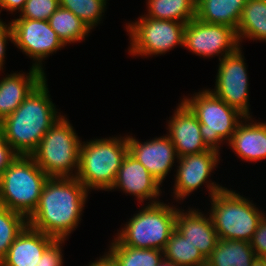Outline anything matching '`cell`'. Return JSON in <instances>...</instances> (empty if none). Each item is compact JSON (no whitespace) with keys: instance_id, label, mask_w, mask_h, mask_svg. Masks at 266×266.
Returning <instances> with one entry per match:
<instances>
[{"instance_id":"cell-1","label":"cell","mask_w":266,"mask_h":266,"mask_svg":"<svg viewBox=\"0 0 266 266\" xmlns=\"http://www.w3.org/2000/svg\"><path fill=\"white\" fill-rule=\"evenodd\" d=\"M88 192L76 177H49L28 225L56 240H66L81 221Z\"/></svg>"},{"instance_id":"cell-2","label":"cell","mask_w":266,"mask_h":266,"mask_svg":"<svg viewBox=\"0 0 266 266\" xmlns=\"http://www.w3.org/2000/svg\"><path fill=\"white\" fill-rule=\"evenodd\" d=\"M46 79L0 122V133L18 155L30 156L45 133L63 116L57 114L56 106L51 101Z\"/></svg>"},{"instance_id":"cell-3","label":"cell","mask_w":266,"mask_h":266,"mask_svg":"<svg viewBox=\"0 0 266 266\" xmlns=\"http://www.w3.org/2000/svg\"><path fill=\"white\" fill-rule=\"evenodd\" d=\"M82 143L76 178L88 191L110 190L128 153L127 135Z\"/></svg>"},{"instance_id":"cell-4","label":"cell","mask_w":266,"mask_h":266,"mask_svg":"<svg viewBox=\"0 0 266 266\" xmlns=\"http://www.w3.org/2000/svg\"><path fill=\"white\" fill-rule=\"evenodd\" d=\"M48 178L31 156L18 155L0 176V205L28 219Z\"/></svg>"},{"instance_id":"cell-5","label":"cell","mask_w":266,"mask_h":266,"mask_svg":"<svg viewBox=\"0 0 266 266\" xmlns=\"http://www.w3.org/2000/svg\"><path fill=\"white\" fill-rule=\"evenodd\" d=\"M81 144L73 126L62 116L45 133L30 156L48 177H76Z\"/></svg>"},{"instance_id":"cell-6","label":"cell","mask_w":266,"mask_h":266,"mask_svg":"<svg viewBox=\"0 0 266 266\" xmlns=\"http://www.w3.org/2000/svg\"><path fill=\"white\" fill-rule=\"evenodd\" d=\"M210 217L219 239L247 241L265 216L250 200L224 188L211 197Z\"/></svg>"},{"instance_id":"cell-7","label":"cell","mask_w":266,"mask_h":266,"mask_svg":"<svg viewBox=\"0 0 266 266\" xmlns=\"http://www.w3.org/2000/svg\"><path fill=\"white\" fill-rule=\"evenodd\" d=\"M177 209L160 201L150 203L129 219L115 239L124 246L163 251L175 230Z\"/></svg>"},{"instance_id":"cell-8","label":"cell","mask_w":266,"mask_h":266,"mask_svg":"<svg viewBox=\"0 0 266 266\" xmlns=\"http://www.w3.org/2000/svg\"><path fill=\"white\" fill-rule=\"evenodd\" d=\"M182 102L192 111L200 123V132L205 145L219 152V144L229 141L236 131L239 118L245 116L216 97L209 89L196 93Z\"/></svg>"},{"instance_id":"cell-9","label":"cell","mask_w":266,"mask_h":266,"mask_svg":"<svg viewBox=\"0 0 266 266\" xmlns=\"http://www.w3.org/2000/svg\"><path fill=\"white\" fill-rule=\"evenodd\" d=\"M185 23L172 20L154 19L140 16L138 21L128 23L131 55L164 54L176 47L183 46Z\"/></svg>"},{"instance_id":"cell-10","label":"cell","mask_w":266,"mask_h":266,"mask_svg":"<svg viewBox=\"0 0 266 266\" xmlns=\"http://www.w3.org/2000/svg\"><path fill=\"white\" fill-rule=\"evenodd\" d=\"M241 51L239 46L233 53L220 58L215 89L210 91L245 117H250L249 82L246 63Z\"/></svg>"},{"instance_id":"cell-11","label":"cell","mask_w":266,"mask_h":266,"mask_svg":"<svg viewBox=\"0 0 266 266\" xmlns=\"http://www.w3.org/2000/svg\"><path fill=\"white\" fill-rule=\"evenodd\" d=\"M236 31L231 26L207 23L197 18L192 19L185 26L183 47L191 52L211 57L219 55L224 58L239 47Z\"/></svg>"},{"instance_id":"cell-12","label":"cell","mask_w":266,"mask_h":266,"mask_svg":"<svg viewBox=\"0 0 266 266\" xmlns=\"http://www.w3.org/2000/svg\"><path fill=\"white\" fill-rule=\"evenodd\" d=\"M10 24L14 45L33 58L32 67L42 72L43 59L65 46L46 20L13 19Z\"/></svg>"},{"instance_id":"cell-13","label":"cell","mask_w":266,"mask_h":266,"mask_svg":"<svg viewBox=\"0 0 266 266\" xmlns=\"http://www.w3.org/2000/svg\"><path fill=\"white\" fill-rule=\"evenodd\" d=\"M219 153L209 149L205 152L189 154L178 158L177 162L179 165L175 175V189H173L176 199L184 200L186 196L197 190L202 184L208 182L207 188L209 189L210 197L225 188L215 182L208 181L209 175L220 160Z\"/></svg>"},{"instance_id":"cell-14","label":"cell","mask_w":266,"mask_h":266,"mask_svg":"<svg viewBox=\"0 0 266 266\" xmlns=\"http://www.w3.org/2000/svg\"><path fill=\"white\" fill-rule=\"evenodd\" d=\"M127 142L128 153L161 184L178 159L172 140L166 135L143 143L127 135Z\"/></svg>"},{"instance_id":"cell-15","label":"cell","mask_w":266,"mask_h":266,"mask_svg":"<svg viewBox=\"0 0 266 266\" xmlns=\"http://www.w3.org/2000/svg\"><path fill=\"white\" fill-rule=\"evenodd\" d=\"M169 135L178 158L209 150L200 132V123L192 111L181 101L168 122Z\"/></svg>"},{"instance_id":"cell-16","label":"cell","mask_w":266,"mask_h":266,"mask_svg":"<svg viewBox=\"0 0 266 266\" xmlns=\"http://www.w3.org/2000/svg\"><path fill=\"white\" fill-rule=\"evenodd\" d=\"M160 185L143 164L127 153L110 191L120 188L125 193L137 197L140 202L148 199V203H156L159 202L156 198L161 194Z\"/></svg>"},{"instance_id":"cell-17","label":"cell","mask_w":266,"mask_h":266,"mask_svg":"<svg viewBox=\"0 0 266 266\" xmlns=\"http://www.w3.org/2000/svg\"><path fill=\"white\" fill-rule=\"evenodd\" d=\"M184 213L177 209L175 229L188 241H190L207 259L219 240L212 219L204 216L197 209H189Z\"/></svg>"},{"instance_id":"cell-18","label":"cell","mask_w":266,"mask_h":266,"mask_svg":"<svg viewBox=\"0 0 266 266\" xmlns=\"http://www.w3.org/2000/svg\"><path fill=\"white\" fill-rule=\"evenodd\" d=\"M53 237L27 225L14 240L0 266H37Z\"/></svg>"},{"instance_id":"cell-19","label":"cell","mask_w":266,"mask_h":266,"mask_svg":"<svg viewBox=\"0 0 266 266\" xmlns=\"http://www.w3.org/2000/svg\"><path fill=\"white\" fill-rule=\"evenodd\" d=\"M5 77L0 80V122L21 105L46 75L39 69L31 67L27 75L19 72Z\"/></svg>"},{"instance_id":"cell-20","label":"cell","mask_w":266,"mask_h":266,"mask_svg":"<svg viewBox=\"0 0 266 266\" xmlns=\"http://www.w3.org/2000/svg\"><path fill=\"white\" fill-rule=\"evenodd\" d=\"M250 119L251 116L245 117L243 119L245 124L240 119L241 122L238 124L228 144L238 155V158L254 162L266 159V123H257ZM246 121L250 122L247 124Z\"/></svg>"},{"instance_id":"cell-21","label":"cell","mask_w":266,"mask_h":266,"mask_svg":"<svg viewBox=\"0 0 266 266\" xmlns=\"http://www.w3.org/2000/svg\"><path fill=\"white\" fill-rule=\"evenodd\" d=\"M247 0H197L196 18L213 24L231 26L236 30Z\"/></svg>"},{"instance_id":"cell-22","label":"cell","mask_w":266,"mask_h":266,"mask_svg":"<svg viewBox=\"0 0 266 266\" xmlns=\"http://www.w3.org/2000/svg\"><path fill=\"white\" fill-rule=\"evenodd\" d=\"M255 258L250 242L219 239L206 266H251Z\"/></svg>"},{"instance_id":"cell-23","label":"cell","mask_w":266,"mask_h":266,"mask_svg":"<svg viewBox=\"0 0 266 266\" xmlns=\"http://www.w3.org/2000/svg\"><path fill=\"white\" fill-rule=\"evenodd\" d=\"M237 39L266 41V0H247L236 28Z\"/></svg>"},{"instance_id":"cell-24","label":"cell","mask_w":266,"mask_h":266,"mask_svg":"<svg viewBox=\"0 0 266 266\" xmlns=\"http://www.w3.org/2000/svg\"><path fill=\"white\" fill-rule=\"evenodd\" d=\"M105 254L115 266H157L164 258L163 251L121 245L115 238Z\"/></svg>"},{"instance_id":"cell-25","label":"cell","mask_w":266,"mask_h":266,"mask_svg":"<svg viewBox=\"0 0 266 266\" xmlns=\"http://www.w3.org/2000/svg\"><path fill=\"white\" fill-rule=\"evenodd\" d=\"M147 2L148 13L143 17L185 24L196 18L197 0H148Z\"/></svg>"},{"instance_id":"cell-26","label":"cell","mask_w":266,"mask_h":266,"mask_svg":"<svg viewBox=\"0 0 266 266\" xmlns=\"http://www.w3.org/2000/svg\"><path fill=\"white\" fill-rule=\"evenodd\" d=\"M50 27L66 46L67 43L85 40L90 30L73 12L61 6L48 19Z\"/></svg>"},{"instance_id":"cell-27","label":"cell","mask_w":266,"mask_h":266,"mask_svg":"<svg viewBox=\"0 0 266 266\" xmlns=\"http://www.w3.org/2000/svg\"><path fill=\"white\" fill-rule=\"evenodd\" d=\"M165 260L179 266H206L207 259L190 241L185 239L176 229L170 235L163 250Z\"/></svg>"},{"instance_id":"cell-28","label":"cell","mask_w":266,"mask_h":266,"mask_svg":"<svg viewBox=\"0 0 266 266\" xmlns=\"http://www.w3.org/2000/svg\"><path fill=\"white\" fill-rule=\"evenodd\" d=\"M27 225L28 219L24 215L0 205V262Z\"/></svg>"},{"instance_id":"cell-29","label":"cell","mask_w":266,"mask_h":266,"mask_svg":"<svg viewBox=\"0 0 266 266\" xmlns=\"http://www.w3.org/2000/svg\"><path fill=\"white\" fill-rule=\"evenodd\" d=\"M107 0H59V6L73 12L91 30L102 18Z\"/></svg>"},{"instance_id":"cell-30","label":"cell","mask_w":266,"mask_h":266,"mask_svg":"<svg viewBox=\"0 0 266 266\" xmlns=\"http://www.w3.org/2000/svg\"><path fill=\"white\" fill-rule=\"evenodd\" d=\"M58 7L59 0H27L20 17L16 19L48 21Z\"/></svg>"},{"instance_id":"cell-31","label":"cell","mask_w":266,"mask_h":266,"mask_svg":"<svg viewBox=\"0 0 266 266\" xmlns=\"http://www.w3.org/2000/svg\"><path fill=\"white\" fill-rule=\"evenodd\" d=\"M65 240H55L43 253L37 266H62V248L61 244Z\"/></svg>"},{"instance_id":"cell-32","label":"cell","mask_w":266,"mask_h":266,"mask_svg":"<svg viewBox=\"0 0 266 266\" xmlns=\"http://www.w3.org/2000/svg\"><path fill=\"white\" fill-rule=\"evenodd\" d=\"M250 245L257 257H266V216L259 222Z\"/></svg>"},{"instance_id":"cell-33","label":"cell","mask_w":266,"mask_h":266,"mask_svg":"<svg viewBox=\"0 0 266 266\" xmlns=\"http://www.w3.org/2000/svg\"><path fill=\"white\" fill-rule=\"evenodd\" d=\"M18 154L0 133V176L6 168L17 158Z\"/></svg>"},{"instance_id":"cell-34","label":"cell","mask_w":266,"mask_h":266,"mask_svg":"<svg viewBox=\"0 0 266 266\" xmlns=\"http://www.w3.org/2000/svg\"><path fill=\"white\" fill-rule=\"evenodd\" d=\"M8 39L11 43H14L13 32L11 24H5L0 19V70H3V62L5 61L6 43Z\"/></svg>"},{"instance_id":"cell-35","label":"cell","mask_w":266,"mask_h":266,"mask_svg":"<svg viewBox=\"0 0 266 266\" xmlns=\"http://www.w3.org/2000/svg\"><path fill=\"white\" fill-rule=\"evenodd\" d=\"M27 0H0V7L2 9H7L11 13L18 10L21 12L25 6Z\"/></svg>"},{"instance_id":"cell-36","label":"cell","mask_w":266,"mask_h":266,"mask_svg":"<svg viewBox=\"0 0 266 266\" xmlns=\"http://www.w3.org/2000/svg\"><path fill=\"white\" fill-rule=\"evenodd\" d=\"M89 266H115L111 260L106 256L103 255L102 258L100 257L99 260L92 262Z\"/></svg>"},{"instance_id":"cell-37","label":"cell","mask_w":266,"mask_h":266,"mask_svg":"<svg viewBox=\"0 0 266 266\" xmlns=\"http://www.w3.org/2000/svg\"><path fill=\"white\" fill-rule=\"evenodd\" d=\"M251 266H266V259L264 257H257L251 263Z\"/></svg>"},{"instance_id":"cell-38","label":"cell","mask_w":266,"mask_h":266,"mask_svg":"<svg viewBox=\"0 0 266 266\" xmlns=\"http://www.w3.org/2000/svg\"><path fill=\"white\" fill-rule=\"evenodd\" d=\"M157 266H179V265H177L171 261L165 260L163 258V260Z\"/></svg>"}]
</instances>
